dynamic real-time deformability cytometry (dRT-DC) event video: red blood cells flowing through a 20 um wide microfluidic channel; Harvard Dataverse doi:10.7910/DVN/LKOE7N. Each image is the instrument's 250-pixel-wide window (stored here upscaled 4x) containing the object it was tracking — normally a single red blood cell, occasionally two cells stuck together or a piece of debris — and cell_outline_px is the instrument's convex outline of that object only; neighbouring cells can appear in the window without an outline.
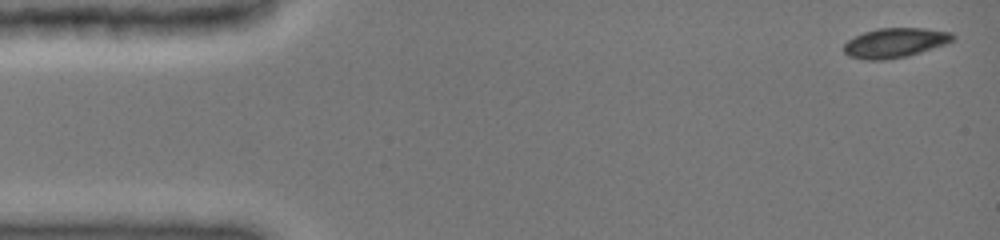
{"species": "common noctule bat (a hibernating species)", "species_latin": "Nyctalus noctula", "temperature_condition": "cold", "stored_images_in_passage": 6, "camera_frame_rate_fps": 3000, "um_per_image_px": 0.085, "animal": {"sex": "female", "body_mass_g": 19.0, "forearm_length_mm": 51.5}, "frame": {"image": 1, "passage_image": 1, "time_ms": 0.0, "image_size_px": [1000, 240], "cell_outline_px": [[956, 36], [952, 40], [944, 44], [908, 56], [884, 60], [864, 60], [848, 56], [844, 52], [844, 44], [848, 40], [864, 32], [880, 28], [924, 28], [952, 32]], "centroid_in_image_um": [76.06, 3.64], "position_along_channel_um": 8.9, "area_um2": 18.73}}